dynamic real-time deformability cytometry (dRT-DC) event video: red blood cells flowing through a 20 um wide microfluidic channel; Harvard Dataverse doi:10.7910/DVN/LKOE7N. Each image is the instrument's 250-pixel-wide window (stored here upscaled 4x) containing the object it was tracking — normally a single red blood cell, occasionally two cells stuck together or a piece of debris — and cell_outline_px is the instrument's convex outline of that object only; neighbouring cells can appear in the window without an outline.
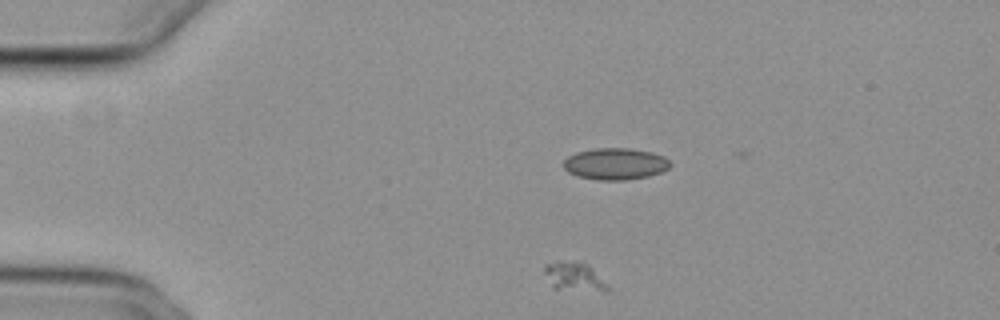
{"species": "common noctule bat (a hibernating species)", "species_latin": "Nyctalus noctula", "temperature_condition": "cold", "stored_images_in_passage": 46, "segment_of_instrument_passage": [1, 2], "camera_frame_rate_fps": 3000, "um_per_image_px": 0.085, "animal": {"sex": "female", "body_mass_g": 29.2, "forearm_length_mm": 56.3}, "frame": {"image": 1, "passage_image": 3, "time_ms": 0.667, "image_size_px": [1000, 320], "cell_outline_px": [[608, 292], [604, 292], [552, 288], [544, 272], [544, 264], [556, 260], [580, 260], [588, 264], [608, 284]], "centroid_in_image_um": [48.8, 23.48], "position_along_channel_um": 36.2, "area_um2": 11.04}}